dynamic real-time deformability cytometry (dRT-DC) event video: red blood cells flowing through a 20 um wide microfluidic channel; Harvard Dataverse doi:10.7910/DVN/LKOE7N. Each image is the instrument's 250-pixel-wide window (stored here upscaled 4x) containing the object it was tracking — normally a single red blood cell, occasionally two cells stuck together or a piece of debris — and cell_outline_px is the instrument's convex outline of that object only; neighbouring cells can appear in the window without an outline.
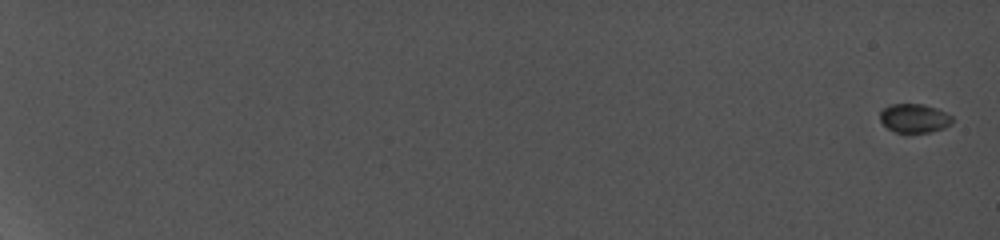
{"species": "common noctule bat (a hibernating species)", "species_latin": "Nyctalus noctula", "temperature_condition": "cold", "stored_images_in_passage": 11, "camera_frame_rate_fps": 5000, "um_per_image_px": 0.085, "animal": {"sex": "female", "body_mass_g": 19.0, "forearm_length_mm": 56.7}, "frame": {"image": 1, "passage_image": 1, "time_ms": 0.0, "image_size_px": [1000, 240], "cell_outline_px": [[952, 120], [944, 128], [932, 132], [896, 132], [888, 128], [880, 120], [880, 112], [884, 108], [892, 104], [924, 104], [936, 108], [952, 116]], "centroid_in_image_um": [77.71, 10.04], "position_along_channel_um": 7.3, "area_um2": 11.96}}
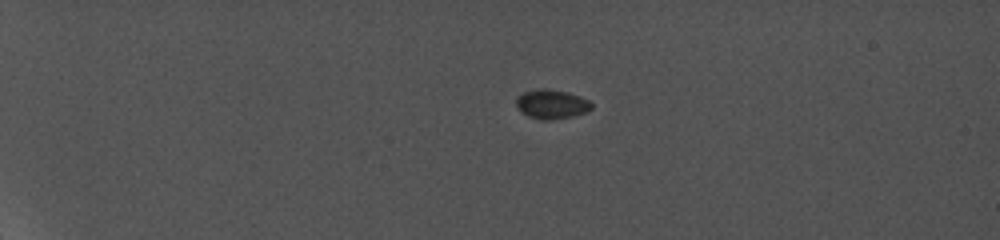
{"frame": {"image": 2, "passage_image": 7, "time_ms": 5.4, "image_size_px": [1000, 240], "cell_outline_px": [[592, 108], [584, 112], [572, 116], [552, 120], [540, 120], [528, 116], [516, 108], [516, 96], [524, 92], [540, 88], [548, 88], [568, 92], [580, 96], [588, 100], [592, 104]], "centroid_in_image_um": [46.85, 8.85], "position_along_channel_um": 38.1, "area_um2": 12.95}}
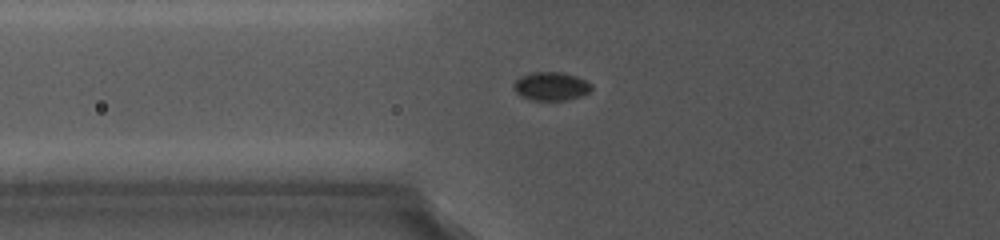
{"frame": {"image": 3, "passage_image": 11, "time_ms": 9.0, "image_size_px": [1000, 240], "cell_outline_px": [[592, 88], [588, 92], [580, 96], [568, 100], [532, 100], [520, 96], [512, 88], [512, 84], [520, 76], [532, 72], [564, 72], [576, 76], [592, 84]], "centroid_in_image_um": [46.81, 7.33], "position_along_channel_um": 79.0, "area_um2": 13.01}}